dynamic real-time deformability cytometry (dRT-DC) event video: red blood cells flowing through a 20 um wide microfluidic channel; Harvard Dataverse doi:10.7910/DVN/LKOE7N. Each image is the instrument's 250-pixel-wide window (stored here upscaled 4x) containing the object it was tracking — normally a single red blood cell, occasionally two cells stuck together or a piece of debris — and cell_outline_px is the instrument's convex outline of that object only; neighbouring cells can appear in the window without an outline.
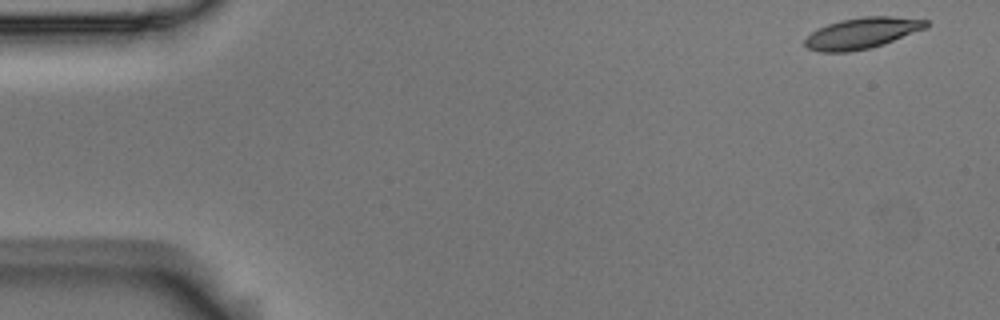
{"species": "Egyptian fruit bat (a non-hibernating species)", "species_latin": "Rousettus aegyptiacus", "temperature_condition": "room temperature", "stored_images_in_passage": 5, "segment_of_instrument_passage": [1, 2], "camera_frame_rate_fps": 3000, "um_per_image_px": 0.085, "animal": {"sex": "male"}, "frame": {"image": 1, "passage_image": 1, "time_ms": 0.0, "image_size_px": [1000, 320], "cell_outline_px": [[928, 28], [884, 44], [868, 48], [848, 52], [820, 52], [808, 48], [804, 44], [804, 40], [816, 28], [840, 20], [864, 16], [892, 16], [928, 20]], "centroid_in_image_um": [73.28, 2.81], "position_along_channel_um": 11.7, "area_um2": 22.02}}
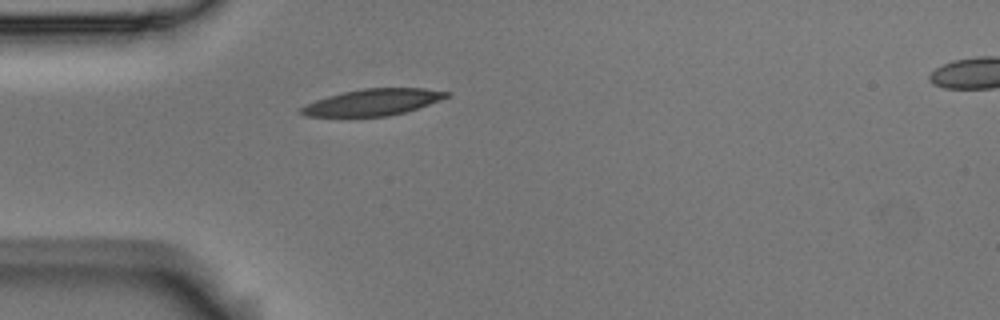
{"frame": {"image": 2, "passage_image": 4, "time_ms": 1.0, "image_size_px": [1000, 320], "cell_outline_px": [[452, 92], [448, 96], [440, 100], [404, 112], [388, 116], [304, 116], [300, 112], [300, 108], [304, 104], [328, 96], [344, 92], [364, 88], [424, 88]], "centroid_in_image_um": [31.68, 8.68], "position_along_channel_um": 53.3, "area_um2": 22.2}}